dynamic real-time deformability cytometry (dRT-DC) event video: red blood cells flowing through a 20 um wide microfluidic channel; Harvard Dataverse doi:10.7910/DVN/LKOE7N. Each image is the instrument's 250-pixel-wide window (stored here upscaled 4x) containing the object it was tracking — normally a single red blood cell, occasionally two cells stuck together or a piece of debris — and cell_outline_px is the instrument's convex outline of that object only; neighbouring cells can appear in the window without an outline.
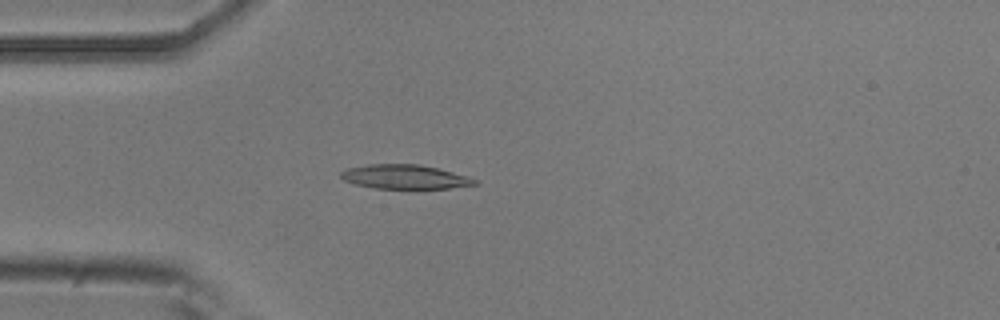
{"species": "common noctule bat (a hibernating species)", "species_latin": "Nyctalus noctula", "temperature_condition": "room temperature", "stored_images_in_passage": 4, "camera_frame_rate_fps": 3000, "um_per_image_px": 0.085, "animal": {"sex": "male", "body_mass_g": 20.5, "forearm_length_mm": 52.5}, "frame": {"image": 1, "passage_image": 4, "time_ms": 1.0, "image_size_px": [1000, 320], "cell_outline_px": [[480, 184], [448, 188], [376, 188], [356, 184], [344, 180], [340, 176], [340, 172], [348, 168], [368, 164], [420, 164], [440, 168], [468, 176], [476, 180]], "centroid_in_image_um": [34.44, 15.02], "position_along_channel_um": 50.6, "area_um2": 18.84}}